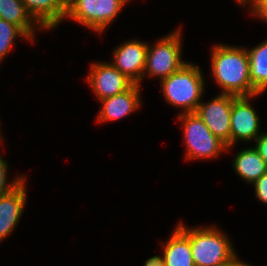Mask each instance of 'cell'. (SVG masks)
Wrapping results in <instances>:
<instances>
[{
	"instance_id": "cell-1",
	"label": "cell",
	"mask_w": 267,
	"mask_h": 266,
	"mask_svg": "<svg viewBox=\"0 0 267 266\" xmlns=\"http://www.w3.org/2000/svg\"><path fill=\"white\" fill-rule=\"evenodd\" d=\"M211 51V72L220 93L234 96H253L249 72V55L244 46L215 44Z\"/></svg>"
},
{
	"instance_id": "cell-2",
	"label": "cell",
	"mask_w": 267,
	"mask_h": 266,
	"mask_svg": "<svg viewBox=\"0 0 267 266\" xmlns=\"http://www.w3.org/2000/svg\"><path fill=\"white\" fill-rule=\"evenodd\" d=\"M202 69L194 63H186L180 70L160 81L163 99L181 113L196 112L203 99L206 80Z\"/></svg>"
},
{
	"instance_id": "cell-3",
	"label": "cell",
	"mask_w": 267,
	"mask_h": 266,
	"mask_svg": "<svg viewBox=\"0 0 267 266\" xmlns=\"http://www.w3.org/2000/svg\"><path fill=\"white\" fill-rule=\"evenodd\" d=\"M177 225L189 236L195 266H219L237 255L230 238L217 225L189 227L181 221Z\"/></svg>"
},
{
	"instance_id": "cell-4",
	"label": "cell",
	"mask_w": 267,
	"mask_h": 266,
	"mask_svg": "<svg viewBox=\"0 0 267 266\" xmlns=\"http://www.w3.org/2000/svg\"><path fill=\"white\" fill-rule=\"evenodd\" d=\"M181 26L159 38L155 44H148L143 79L145 77L165 79L180 70L187 61L183 60V34Z\"/></svg>"
},
{
	"instance_id": "cell-5",
	"label": "cell",
	"mask_w": 267,
	"mask_h": 266,
	"mask_svg": "<svg viewBox=\"0 0 267 266\" xmlns=\"http://www.w3.org/2000/svg\"><path fill=\"white\" fill-rule=\"evenodd\" d=\"M181 122L185 143V160H211L227 152V145L213 135L196 112L176 116Z\"/></svg>"
},
{
	"instance_id": "cell-6",
	"label": "cell",
	"mask_w": 267,
	"mask_h": 266,
	"mask_svg": "<svg viewBox=\"0 0 267 266\" xmlns=\"http://www.w3.org/2000/svg\"><path fill=\"white\" fill-rule=\"evenodd\" d=\"M128 0H69L66 20H72L96 33H103L118 17Z\"/></svg>"
},
{
	"instance_id": "cell-7",
	"label": "cell",
	"mask_w": 267,
	"mask_h": 266,
	"mask_svg": "<svg viewBox=\"0 0 267 266\" xmlns=\"http://www.w3.org/2000/svg\"><path fill=\"white\" fill-rule=\"evenodd\" d=\"M261 94L253 96H238L232 101L230 116V147L233 149L236 143L251 142L262 134L259 115L255 108L252 107L251 99L257 98ZM250 100V101H249Z\"/></svg>"
},
{
	"instance_id": "cell-8",
	"label": "cell",
	"mask_w": 267,
	"mask_h": 266,
	"mask_svg": "<svg viewBox=\"0 0 267 266\" xmlns=\"http://www.w3.org/2000/svg\"><path fill=\"white\" fill-rule=\"evenodd\" d=\"M85 79L99 101L123 93L134 84L110 62L105 61L92 62Z\"/></svg>"
},
{
	"instance_id": "cell-9",
	"label": "cell",
	"mask_w": 267,
	"mask_h": 266,
	"mask_svg": "<svg viewBox=\"0 0 267 266\" xmlns=\"http://www.w3.org/2000/svg\"><path fill=\"white\" fill-rule=\"evenodd\" d=\"M237 96L219 93L209 102L197 107L196 114L202 119L213 135L230 147V116L232 101Z\"/></svg>"
},
{
	"instance_id": "cell-10",
	"label": "cell",
	"mask_w": 267,
	"mask_h": 266,
	"mask_svg": "<svg viewBox=\"0 0 267 266\" xmlns=\"http://www.w3.org/2000/svg\"><path fill=\"white\" fill-rule=\"evenodd\" d=\"M148 43L137 39L122 42L113 50L112 62L134 84L143 80Z\"/></svg>"
},
{
	"instance_id": "cell-11",
	"label": "cell",
	"mask_w": 267,
	"mask_h": 266,
	"mask_svg": "<svg viewBox=\"0 0 267 266\" xmlns=\"http://www.w3.org/2000/svg\"><path fill=\"white\" fill-rule=\"evenodd\" d=\"M141 86L133 84L125 92L102 99L96 122L107 123L125 118L141 107Z\"/></svg>"
},
{
	"instance_id": "cell-12",
	"label": "cell",
	"mask_w": 267,
	"mask_h": 266,
	"mask_svg": "<svg viewBox=\"0 0 267 266\" xmlns=\"http://www.w3.org/2000/svg\"><path fill=\"white\" fill-rule=\"evenodd\" d=\"M26 177L10 193L0 196V242L13 233L27 202Z\"/></svg>"
},
{
	"instance_id": "cell-13",
	"label": "cell",
	"mask_w": 267,
	"mask_h": 266,
	"mask_svg": "<svg viewBox=\"0 0 267 266\" xmlns=\"http://www.w3.org/2000/svg\"><path fill=\"white\" fill-rule=\"evenodd\" d=\"M33 20L43 29L52 30L67 15L66 0H21Z\"/></svg>"
},
{
	"instance_id": "cell-14",
	"label": "cell",
	"mask_w": 267,
	"mask_h": 266,
	"mask_svg": "<svg viewBox=\"0 0 267 266\" xmlns=\"http://www.w3.org/2000/svg\"><path fill=\"white\" fill-rule=\"evenodd\" d=\"M161 245L165 266H195L189 236L178 225Z\"/></svg>"
},
{
	"instance_id": "cell-15",
	"label": "cell",
	"mask_w": 267,
	"mask_h": 266,
	"mask_svg": "<svg viewBox=\"0 0 267 266\" xmlns=\"http://www.w3.org/2000/svg\"><path fill=\"white\" fill-rule=\"evenodd\" d=\"M235 173L247 184H253L267 172V164L255 147L240 149L232 161Z\"/></svg>"
},
{
	"instance_id": "cell-16",
	"label": "cell",
	"mask_w": 267,
	"mask_h": 266,
	"mask_svg": "<svg viewBox=\"0 0 267 266\" xmlns=\"http://www.w3.org/2000/svg\"><path fill=\"white\" fill-rule=\"evenodd\" d=\"M0 19L20 27L33 41L36 29L43 30L29 15L21 0H0Z\"/></svg>"
},
{
	"instance_id": "cell-17",
	"label": "cell",
	"mask_w": 267,
	"mask_h": 266,
	"mask_svg": "<svg viewBox=\"0 0 267 266\" xmlns=\"http://www.w3.org/2000/svg\"><path fill=\"white\" fill-rule=\"evenodd\" d=\"M249 55V72L253 90L263 94L267 90V39L247 49Z\"/></svg>"
},
{
	"instance_id": "cell-18",
	"label": "cell",
	"mask_w": 267,
	"mask_h": 266,
	"mask_svg": "<svg viewBox=\"0 0 267 266\" xmlns=\"http://www.w3.org/2000/svg\"><path fill=\"white\" fill-rule=\"evenodd\" d=\"M18 37L32 42L31 44L35 43L20 27L0 19V64L8 56Z\"/></svg>"
},
{
	"instance_id": "cell-19",
	"label": "cell",
	"mask_w": 267,
	"mask_h": 266,
	"mask_svg": "<svg viewBox=\"0 0 267 266\" xmlns=\"http://www.w3.org/2000/svg\"><path fill=\"white\" fill-rule=\"evenodd\" d=\"M0 153V196L10 193L14 188H16L26 176L17 175L15 178H12V181L8 179V169L9 163L6 161Z\"/></svg>"
},
{
	"instance_id": "cell-20",
	"label": "cell",
	"mask_w": 267,
	"mask_h": 266,
	"mask_svg": "<svg viewBox=\"0 0 267 266\" xmlns=\"http://www.w3.org/2000/svg\"><path fill=\"white\" fill-rule=\"evenodd\" d=\"M254 193L262 204L267 205V172L258 178L253 184Z\"/></svg>"
},
{
	"instance_id": "cell-21",
	"label": "cell",
	"mask_w": 267,
	"mask_h": 266,
	"mask_svg": "<svg viewBox=\"0 0 267 266\" xmlns=\"http://www.w3.org/2000/svg\"><path fill=\"white\" fill-rule=\"evenodd\" d=\"M249 7L251 15L267 23V0H254Z\"/></svg>"
},
{
	"instance_id": "cell-22",
	"label": "cell",
	"mask_w": 267,
	"mask_h": 266,
	"mask_svg": "<svg viewBox=\"0 0 267 266\" xmlns=\"http://www.w3.org/2000/svg\"><path fill=\"white\" fill-rule=\"evenodd\" d=\"M255 149L267 164V132L262 131V134L255 141Z\"/></svg>"
},
{
	"instance_id": "cell-23",
	"label": "cell",
	"mask_w": 267,
	"mask_h": 266,
	"mask_svg": "<svg viewBox=\"0 0 267 266\" xmlns=\"http://www.w3.org/2000/svg\"><path fill=\"white\" fill-rule=\"evenodd\" d=\"M143 266H165V260L162 256L154 255L151 258H148Z\"/></svg>"
},
{
	"instance_id": "cell-24",
	"label": "cell",
	"mask_w": 267,
	"mask_h": 266,
	"mask_svg": "<svg viewBox=\"0 0 267 266\" xmlns=\"http://www.w3.org/2000/svg\"><path fill=\"white\" fill-rule=\"evenodd\" d=\"M219 266H252V265H250L249 263H246L245 261L240 260V257L236 255L227 263H224Z\"/></svg>"
},
{
	"instance_id": "cell-25",
	"label": "cell",
	"mask_w": 267,
	"mask_h": 266,
	"mask_svg": "<svg viewBox=\"0 0 267 266\" xmlns=\"http://www.w3.org/2000/svg\"><path fill=\"white\" fill-rule=\"evenodd\" d=\"M237 2V4H239L240 6L242 5L244 8H246V6H250L254 0H235Z\"/></svg>"
},
{
	"instance_id": "cell-26",
	"label": "cell",
	"mask_w": 267,
	"mask_h": 266,
	"mask_svg": "<svg viewBox=\"0 0 267 266\" xmlns=\"http://www.w3.org/2000/svg\"><path fill=\"white\" fill-rule=\"evenodd\" d=\"M0 130H1V128H0ZM3 134H2V131H0V142L2 143L4 140H3Z\"/></svg>"
}]
</instances>
